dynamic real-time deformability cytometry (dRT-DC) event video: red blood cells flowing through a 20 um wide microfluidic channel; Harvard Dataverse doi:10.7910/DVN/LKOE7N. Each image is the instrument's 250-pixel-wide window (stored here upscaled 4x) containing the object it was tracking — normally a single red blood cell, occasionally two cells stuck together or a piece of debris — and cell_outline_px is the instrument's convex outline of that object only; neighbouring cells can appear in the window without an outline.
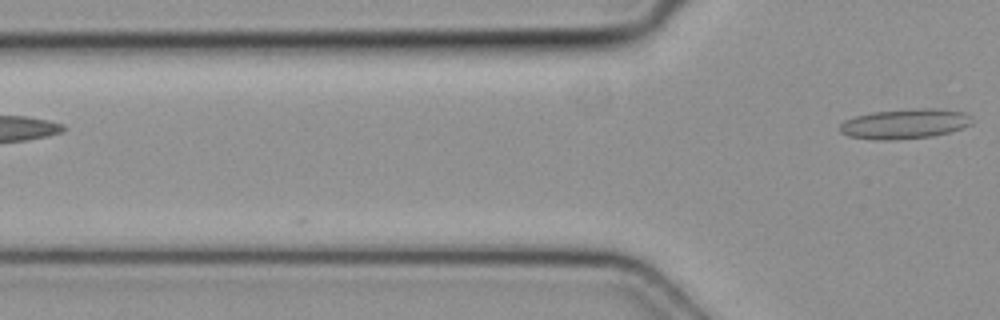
{"species": "common noctule bat (a hibernating species)", "species_latin": "Nyctalus noctula", "temperature_condition": "cold", "stored_images_in_passage": 2, "camera_frame_rate_fps": 3000, "um_per_image_px": 0.085, "animal": {"sex": "female", "body_mass_g": 19.3, "forearm_length_mm": 54.1}, "frame": {"image": 1, "passage_image": 2, "time_ms": 0.333, "image_size_px": [1000, 320], "cell_outline_px": [[972, 124], [964, 128], [932, 136], [896, 140], [880, 140], [848, 136], [840, 132], [840, 124], [844, 120], [856, 116], [872, 112], [912, 108], [940, 108], [964, 112], [972, 120]], "centroid_in_image_um": [76.91, 10.52], "position_along_channel_um": 48.9, "area_um2": 23.18}}